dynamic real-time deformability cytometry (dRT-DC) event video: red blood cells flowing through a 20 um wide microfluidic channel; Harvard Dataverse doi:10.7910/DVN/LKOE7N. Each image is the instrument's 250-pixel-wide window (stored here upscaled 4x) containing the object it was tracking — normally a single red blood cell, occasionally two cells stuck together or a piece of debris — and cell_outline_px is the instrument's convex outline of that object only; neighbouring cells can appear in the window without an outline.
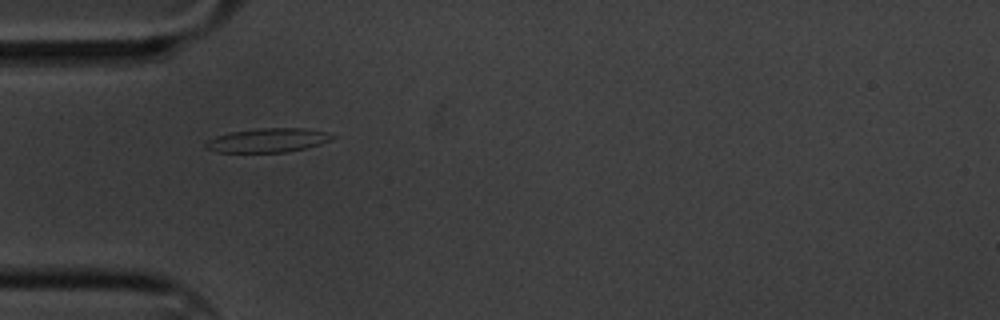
{"species": "common noctule bat (a hibernating species)", "species_latin": "Nyctalus noctula", "temperature_condition": "cold", "stored_images_in_passage": 3, "camera_frame_rate_fps": 3000, "um_per_image_px": 0.085, "animal": {"sex": "male", "body_mass_g": 20.1, "forearm_length_mm": 53.5}, "frame": {"image": 1, "passage_image": 2, "time_ms": 0.333, "image_size_px": [1000, 320], "cell_outline_px": [[332, 140], [320, 144], [304, 148], [284, 152], [220, 152], [208, 148], [204, 144], [208, 140], [216, 136], [232, 132], [260, 128], [304, 128], [324, 132], [332, 136]], "centroid_in_image_um": [22.75, 11.92], "position_along_channel_um": 62.2, "area_um2": 17.28}}